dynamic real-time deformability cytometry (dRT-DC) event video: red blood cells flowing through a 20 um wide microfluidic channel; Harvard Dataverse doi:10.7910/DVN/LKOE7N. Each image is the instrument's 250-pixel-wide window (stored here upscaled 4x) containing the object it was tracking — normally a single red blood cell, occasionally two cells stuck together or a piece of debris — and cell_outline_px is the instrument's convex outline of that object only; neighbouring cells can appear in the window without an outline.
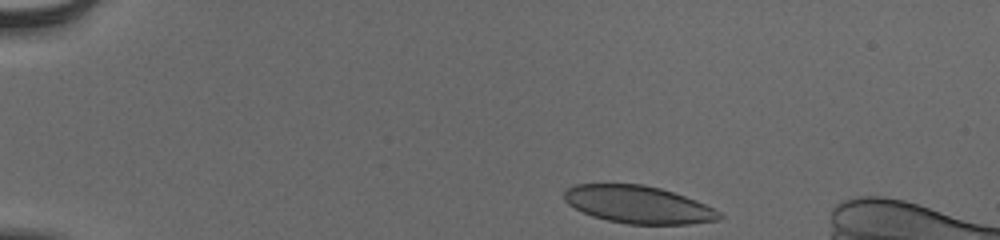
{"species": "human", "species_latin": "Homo sapiens", "temperature_condition": "cold", "stored_images_in_passage": 46, "camera_frame_rate_fps": 3000, "um_per_image_px": 0.085, "donor": {"sex": "male"}, "frame": {"image": 1, "passage_image": 1, "time_ms": 0.0, "image_size_px": [1000, 240], "cell_outline_px": [[724, 216], [720, 220], [688, 224], [628, 224], [608, 220], [592, 216], [568, 204], [564, 200], [564, 192], [568, 188], [576, 184], [644, 184], [660, 188], [696, 200], [720, 212]], "centroid_in_image_um": [54.26, 17.39], "position_along_channel_um": 30.7, "area_um2": 33.76}}
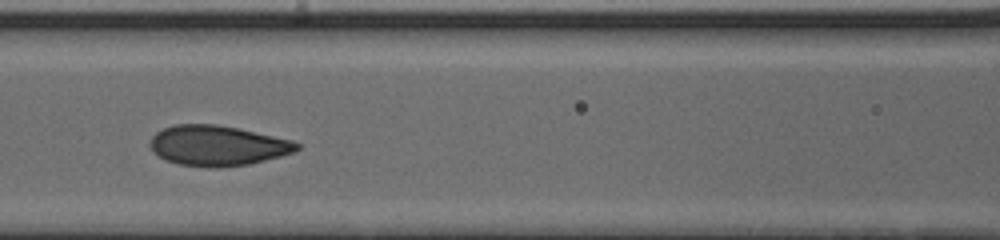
{"frame": {"image": 2, "passage_image": 17, "time_ms": 5.333, "image_size_px": [1000, 240], "cell_outline_px": [[300, 148], [292, 152], [280, 156], [248, 164], [220, 168], [212, 168], [176, 164], [160, 156], [152, 148], [152, 136], [156, 132], [164, 128], [176, 124], [216, 124], [236, 128], [292, 140], [300, 144]], "centroid_in_image_um": [18.5, 12.38], "position_along_channel_um": 148.1, "area_um2": 33.99}}
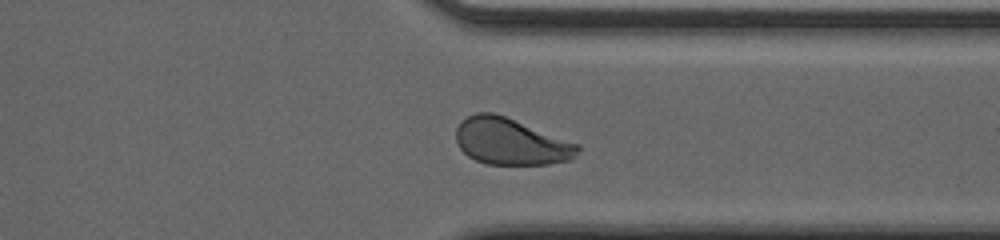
{"frame": {"image": 3, "passage_image": 34, "time_ms": 11.0, "image_size_px": [1000, 240], "cell_outline_px": [[580, 152], [572, 160], [548, 164], [488, 164], [476, 160], [468, 156], [456, 144], [456, 128], [468, 116], [476, 112], [492, 112], [504, 116], [580, 144]], "centroid_in_image_um": [43.44, 12.04], "position_along_channel_um": 368.0, "area_um2": 33.0}}